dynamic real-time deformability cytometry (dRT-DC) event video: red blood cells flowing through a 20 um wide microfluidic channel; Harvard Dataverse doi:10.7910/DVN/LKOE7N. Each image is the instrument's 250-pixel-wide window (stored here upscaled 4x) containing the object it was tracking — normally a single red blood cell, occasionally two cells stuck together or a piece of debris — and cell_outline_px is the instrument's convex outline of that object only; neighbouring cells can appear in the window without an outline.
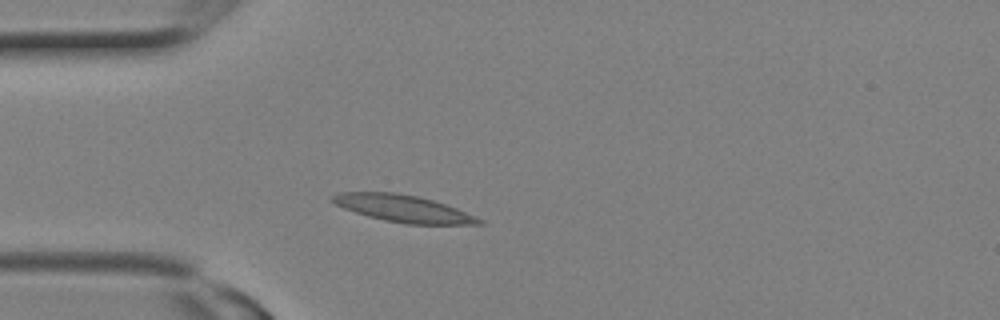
{"species": "Egyptian fruit bat (a non-hibernating species)", "species_latin": "Rousettus aegyptiacus", "temperature_condition": "room temperature", "stored_images_in_passage": 7, "camera_frame_rate_fps": 3000, "um_per_image_px": 0.085, "animal": {"sex": "female"}, "frame": {"image": 1, "passage_image": 5, "time_ms": 1.333, "image_size_px": [1000, 320], "cell_outline_px": [[484, 224], [408, 224], [384, 220], [368, 216], [344, 208], [328, 200], [332, 196], [340, 192], [396, 192], [416, 196], [432, 200], [456, 208], [476, 216], [484, 220]], "centroid_in_image_um": [34.27, 17.72], "position_along_channel_um": 50.7, "area_um2": 22.89}}
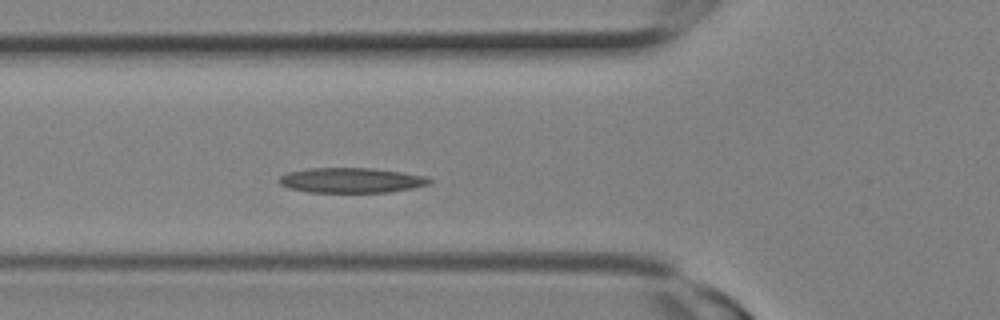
{"frame": {"image": 2, "passage_image": 7, "time_ms": 2.0, "image_size_px": [1000, 320], "cell_outline_px": [[432, 184], [412, 188], [388, 192], [308, 192], [288, 188], [280, 184], [276, 180], [280, 176], [288, 172], [308, 168], [372, 168], [428, 176], [432, 180]], "centroid_in_image_um": [29.85, 15.32], "position_along_channel_um": 95.9, "area_um2": 22.08}}